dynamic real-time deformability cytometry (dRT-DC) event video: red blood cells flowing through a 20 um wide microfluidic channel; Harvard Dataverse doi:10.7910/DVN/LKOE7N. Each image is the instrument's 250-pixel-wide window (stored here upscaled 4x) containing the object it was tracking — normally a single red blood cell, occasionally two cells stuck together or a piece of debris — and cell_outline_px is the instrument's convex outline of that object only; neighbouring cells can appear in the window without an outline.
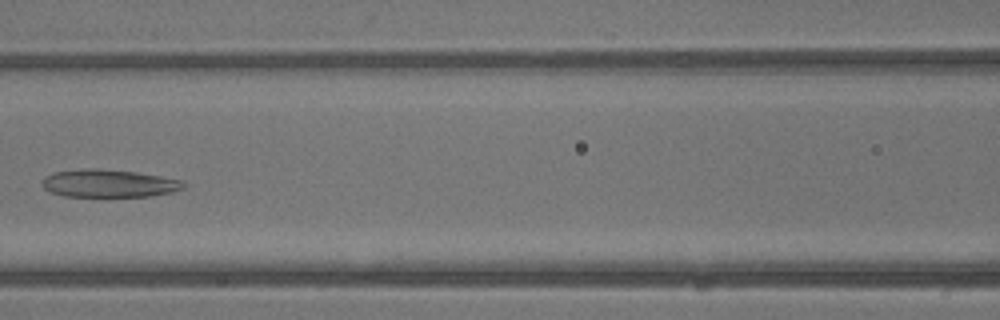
{"species": "common noctule bat (a hibernating species)", "species_latin": "Nyctalus noctula", "temperature_condition": "warm", "stored_images_in_passage": 40, "camera_frame_rate_fps": 3000, "um_per_image_px": 0.085, "animal": {"sex": "male", "body_mass_g": 13.3}, "frame": {"image": 1, "passage_image": 18, "time_ms": 5.667, "image_size_px": [1000, 320], "cell_outline_px": [[184, 188], [172, 192], [152, 196], [64, 196], [52, 192], [44, 188], [44, 176], [56, 172], [84, 168], [96, 168], [136, 172], [184, 180]], "centroid_in_image_um": [9.29, 15.58], "position_along_channel_um": 157.3, "area_um2": 22.72}}
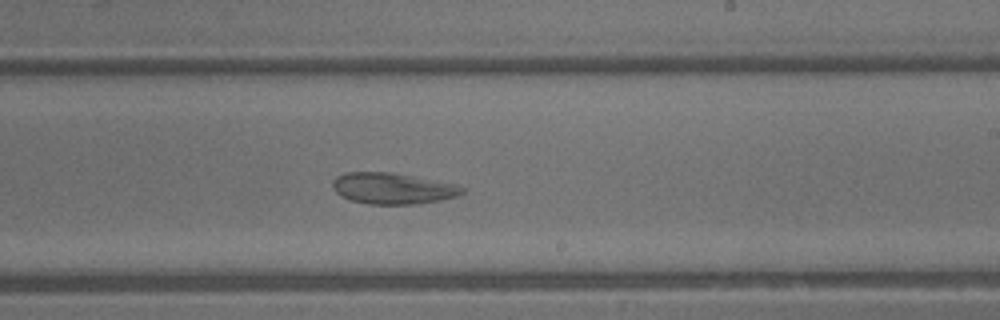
{"frame": {"image": 2, "passage_image": 24, "time_ms": 7.667, "image_size_px": [1000, 320], "cell_outline_px": [[464, 192], [460, 196], [420, 204], [368, 204], [348, 200], [340, 196], [332, 188], [332, 180], [336, 176], [344, 172], [392, 172], [452, 184], [464, 188]], "centroid_in_image_um": [33.31, 16.02], "position_along_channel_um": 255.7, "area_um2": 23.64}}
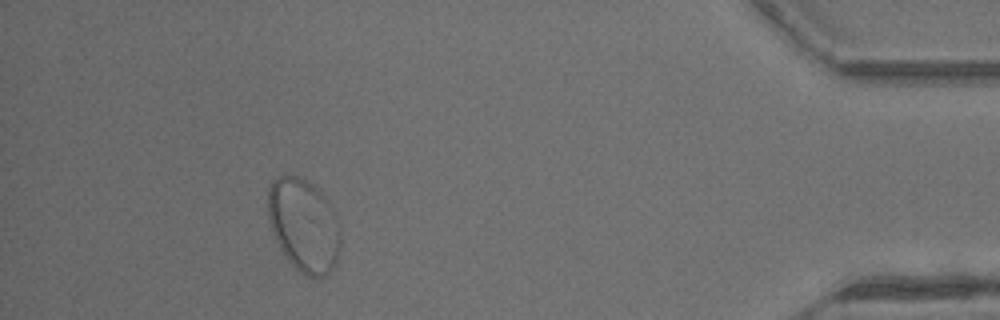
{"frame": {"image": 3, "passage_image": 37, "time_ms": 12.0, "image_size_px": [1000, 320], "cell_outline_px": [[340, 248], [336, 264], [324, 276], [308, 276], [296, 268], [288, 260], [280, 248], [276, 240], [268, 220], [268, 188], [272, 180], [276, 176], [296, 176], [312, 184], [324, 196], [340, 224]], "centroid_in_image_um": [25.81, 19.14], "position_along_channel_um": 409.4, "area_um2": 39.13}}